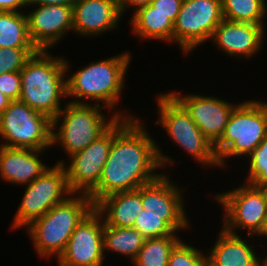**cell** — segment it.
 <instances>
[{
  "instance_id": "cell-13",
  "label": "cell",
  "mask_w": 267,
  "mask_h": 266,
  "mask_svg": "<svg viewBox=\"0 0 267 266\" xmlns=\"http://www.w3.org/2000/svg\"><path fill=\"white\" fill-rule=\"evenodd\" d=\"M102 216L93 209L74 229L57 266H103Z\"/></svg>"
},
{
  "instance_id": "cell-7",
  "label": "cell",
  "mask_w": 267,
  "mask_h": 266,
  "mask_svg": "<svg viewBox=\"0 0 267 266\" xmlns=\"http://www.w3.org/2000/svg\"><path fill=\"white\" fill-rule=\"evenodd\" d=\"M157 121L173 143L191 155L202 168L218 167L213 144L204 136L185 108L169 93L156 94Z\"/></svg>"
},
{
  "instance_id": "cell-29",
  "label": "cell",
  "mask_w": 267,
  "mask_h": 266,
  "mask_svg": "<svg viewBox=\"0 0 267 266\" xmlns=\"http://www.w3.org/2000/svg\"><path fill=\"white\" fill-rule=\"evenodd\" d=\"M36 51L37 48H0V75L21 71Z\"/></svg>"
},
{
  "instance_id": "cell-20",
  "label": "cell",
  "mask_w": 267,
  "mask_h": 266,
  "mask_svg": "<svg viewBox=\"0 0 267 266\" xmlns=\"http://www.w3.org/2000/svg\"><path fill=\"white\" fill-rule=\"evenodd\" d=\"M165 171L142 186V208L153 215H187L183 190Z\"/></svg>"
},
{
  "instance_id": "cell-14",
  "label": "cell",
  "mask_w": 267,
  "mask_h": 266,
  "mask_svg": "<svg viewBox=\"0 0 267 266\" xmlns=\"http://www.w3.org/2000/svg\"><path fill=\"white\" fill-rule=\"evenodd\" d=\"M189 113L204 136L213 144L220 140L230 115L239 103H231L219 97L168 91Z\"/></svg>"
},
{
  "instance_id": "cell-15",
  "label": "cell",
  "mask_w": 267,
  "mask_h": 266,
  "mask_svg": "<svg viewBox=\"0 0 267 266\" xmlns=\"http://www.w3.org/2000/svg\"><path fill=\"white\" fill-rule=\"evenodd\" d=\"M29 36L38 50L57 46L68 32H73V7L64 5H27ZM36 6V7H34Z\"/></svg>"
},
{
  "instance_id": "cell-25",
  "label": "cell",
  "mask_w": 267,
  "mask_h": 266,
  "mask_svg": "<svg viewBox=\"0 0 267 266\" xmlns=\"http://www.w3.org/2000/svg\"><path fill=\"white\" fill-rule=\"evenodd\" d=\"M36 48L32 43L25 11L0 12V48Z\"/></svg>"
},
{
  "instance_id": "cell-24",
  "label": "cell",
  "mask_w": 267,
  "mask_h": 266,
  "mask_svg": "<svg viewBox=\"0 0 267 266\" xmlns=\"http://www.w3.org/2000/svg\"><path fill=\"white\" fill-rule=\"evenodd\" d=\"M145 238L133 227H114L104 225L103 253L106 251L126 256L132 262L141 250Z\"/></svg>"
},
{
  "instance_id": "cell-39",
  "label": "cell",
  "mask_w": 267,
  "mask_h": 266,
  "mask_svg": "<svg viewBox=\"0 0 267 266\" xmlns=\"http://www.w3.org/2000/svg\"><path fill=\"white\" fill-rule=\"evenodd\" d=\"M262 266H267V255L265 257L262 255Z\"/></svg>"
},
{
  "instance_id": "cell-5",
  "label": "cell",
  "mask_w": 267,
  "mask_h": 266,
  "mask_svg": "<svg viewBox=\"0 0 267 266\" xmlns=\"http://www.w3.org/2000/svg\"><path fill=\"white\" fill-rule=\"evenodd\" d=\"M266 133L267 103L254 98L239 102L230 115L223 135L214 145L219 169L229 167L226 162L230 158H247Z\"/></svg>"
},
{
  "instance_id": "cell-22",
  "label": "cell",
  "mask_w": 267,
  "mask_h": 266,
  "mask_svg": "<svg viewBox=\"0 0 267 266\" xmlns=\"http://www.w3.org/2000/svg\"><path fill=\"white\" fill-rule=\"evenodd\" d=\"M129 22L131 32L141 41L173 42L174 23L150 4L134 12Z\"/></svg>"
},
{
  "instance_id": "cell-37",
  "label": "cell",
  "mask_w": 267,
  "mask_h": 266,
  "mask_svg": "<svg viewBox=\"0 0 267 266\" xmlns=\"http://www.w3.org/2000/svg\"><path fill=\"white\" fill-rule=\"evenodd\" d=\"M11 99L8 98L6 95L0 92V115L4 112V110L9 106L11 103Z\"/></svg>"
},
{
  "instance_id": "cell-17",
  "label": "cell",
  "mask_w": 267,
  "mask_h": 266,
  "mask_svg": "<svg viewBox=\"0 0 267 266\" xmlns=\"http://www.w3.org/2000/svg\"><path fill=\"white\" fill-rule=\"evenodd\" d=\"M118 0H78L73 6V32L93 38L118 30L121 22Z\"/></svg>"
},
{
  "instance_id": "cell-18",
  "label": "cell",
  "mask_w": 267,
  "mask_h": 266,
  "mask_svg": "<svg viewBox=\"0 0 267 266\" xmlns=\"http://www.w3.org/2000/svg\"><path fill=\"white\" fill-rule=\"evenodd\" d=\"M44 151L0 145L1 180L19 186L33 182L50 168L40 158Z\"/></svg>"
},
{
  "instance_id": "cell-21",
  "label": "cell",
  "mask_w": 267,
  "mask_h": 266,
  "mask_svg": "<svg viewBox=\"0 0 267 266\" xmlns=\"http://www.w3.org/2000/svg\"><path fill=\"white\" fill-rule=\"evenodd\" d=\"M94 209L102 216L104 225L133 227L142 208V186L137 190L117 192L100 199Z\"/></svg>"
},
{
  "instance_id": "cell-26",
  "label": "cell",
  "mask_w": 267,
  "mask_h": 266,
  "mask_svg": "<svg viewBox=\"0 0 267 266\" xmlns=\"http://www.w3.org/2000/svg\"><path fill=\"white\" fill-rule=\"evenodd\" d=\"M177 232L170 236L145 238L132 266H168L170 253L182 240Z\"/></svg>"
},
{
  "instance_id": "cell-8",
  "label": "cell",
  "mask_w": 267,
  "mask_h": 266,
  "mask_svg": "<svg viewBox=\"0 0 267 266\" xmlns=\"http://www.w3.org/2000/svg\"><path fill=\"white\" fill-rule=\"evenodd\" d=\"M0 137L5 147L46 150L52 146V119L20 100L11 101L0 115Z\"/></svg>"
},
{
  "instance_id": "cell-32",
  "label": "cell",
  "mask_w": 267,
  "mask_h": 266,
  "mask_svg": "<svg viewBox=\"0 0 267 266\" xmlns=\"http://www.w3.org/2000/svg\"><path fill=\"white\" fill-rule=\"evenodd\" d=\"M183 0H152L150 5L175 23Z\"/></svg>"
},
{
  "instance_id": "cell-33",
  "label": "cell",
  "mask_w": 267,
  "mask_h": 266,
  "mask_svg": "<svg viewBox=\"0 0 267 266\" xmlns=\"http://www.w3.org/2000/svg\"><path fill=\"white\" fill-rule=\"evenodd\" d=\"M25 7L27 0H0V12H24Z\"/></svg>"
},
{
  "instance_id": "cell-3",
  "label": "cell",
  "mask_w": 267,
  "mask_h": 266,
  "mask_svg": "<svg viewBox=\"0 0 267 266\" xmlns=\"http://www.w3.org/2000/svg\"><path fill=\"white\" fill-rule=\"evenodd\" d=\"M54 56L49 50L36 51L21 69L20 101L30 108L54 119L63 109L66 98V72H70L69 60Z\"/></svg>"
},
{
  "instance_id": "cell-4",
  "label": "cell",
  "mask_w": 267,
  "mask_h": 266,
  "mask_svg": "<svg viewBox=\"0 0 267 266\" xmlns=\"http://www.w3.org/2000/svg\"><path fill=\"white\" fill-rule=\"evenodd\" d=\"M93 209L94 204L87 194L73 193L26 227L37 256L58 260L76 226Z\"/></svg>"
},
{
  "instance_id": "cell-9",
  "label": "cell",
  "mask_w": 267,
  "mask_h": 266,
  "mask_svg": "<svg viewBox=\"0 0 267 266\" xmlns=\"http://www.w3.org/2000/svg\"><path fill=\"white\" fill-rule=\"evenodd\" d=\"M72 194L68 187L65 168L61 164L50 166L41 176L27 184L11 228L19 230L28 227Z\"/></svg>"
},
{
  "instance_id": "cell-28",
  "label": "cell",
  "mask_w": 267,
  "mask_h": 266,
  "mask_svg": "<svg viewBox=\"0 0 267 266\" xmlns=\"http://www.w3.org/2000/svg\"><path fill=\"white\" fill-rule=\"evenodd\" d=\"M183 239L170 253L168 266H207V254Z\"/></svg>"
},
{
  "instance_id": "cell-1",
  "label": "cell",
  "mask_w": 267,
  "mask_h": 266,
  "mask_svg": "<svg viewBox=\"0 0 267 266\" xmlns=\"http://www.w3.org/2000/svg\"><path fill=\"white\" fill-rule=\"evenodd\" d=\"M139 118L115 121V137L101 178L88 194L94 205L107 195L137 190L156 180L162 174L160 169L175 165V159L162 152L159 143L147 131V124Z\"/></svg>"
},
{
  "instance_id": "cell-35",
  "label": "cell",
  "mask_w": 267,
  "mask_h": 266,
  "mask_svg": "<svg viewBox=\"0 0 267 266\" xmlns=\"http://www.w3.org/2000/svg\"><path fill=\"white\" fill-rule=\"evenodd\" d=\"M78 0H27V5H64L73 7Z\"/></svg>"
},
{
  "instance_id": "cell-6",
  "label": "cell",
  "mask_w": 267,
  "mask_h": 266,
  "mask_svg": "<svg viewBox=\"0 0 267 266\" xmlns=\"http://www.w3.org/2000/svg\"><path fill=\"white\" fill-rule=\"evenodd\" d=\"M62 108L52 120V146L60 145L68 157L85 149L119 118L115 114L107 118L102 110L108 108L98 104L67 102Z\"/></svg>"
},
{
  "instance_id": "cell-27",
  "label": "cell",
  "mask_w": 267,
  "mask_h": 266,
  "mask_svg": "<svg viewBox=\"0 0 267 266\" xmlns=\"http://www.w3.org/2000/svg\"><path fill=\"white\" fill-rule=\"evenodd\" d=\"M221 5L226 20L266 25L267 0H221Z\"/></svg>"
},
{
  "instance_id": "cell-30",
  "label": "cell",
  "mask_w": 267,
  "mask_h": 266,
  "mask_svg": "<svg viewBox=\"0 0 267 266\" xmlns=\"http://www.w3.org/2000/svg\"><path fill=\"white\" fill-rule=\"evenodd\" d=\"M247 158L249 159L247 171H249L244 183L250 184L262 172V167H267V133L265 138Z\"/></svg>"
},
{
  "instance_id": "cell-36",
  "label": "cell",
  "mask_w": 267,
  "mask_h": 266,
  "mask_svg": "<svg viewBox=\"0 0 267 266\" xmlns=\"http://www.w3.org/2000/svg\"><path fill=\"white\" fill-rule=\"evenodd\" d=\"M257 188H263L267 186V167H262V172L250 183Z\"/></svg>"
},
{
  "instance_id": "cell-10",
  "label": "cell",
  "mask_w": 267,
  "mask_h": 266,
  "mask_svg": "<svg viewBox=\"0 0 267 266\" xmlns=\"http://www.w3.org/2000/svg\"><path fill=\"white\" fill-rule=\"evenodd\" d=\"M233 190L213 194V201L222 206V228L235 235L237 230L248 231L254 236L267 215V199L264 191L248 183L240 184ZM236 230V231H235Z\"/></svg>"
},
{
  "instance_id": "cell-11",
  "label": "cell",
  "mask_w": 267,
  "mask_h": 266,
  "mask_svg": "<svg viewBox=\"0 0 267 266\" xmlns=\"http://www.w3.org/2000/svg\"><path fill=\"white\" fill-rule=\"evenodd\" d=\"M223 19L221 0H183L174 23L173 45L178 44L181 52L189 56L210 40Z\"/></svg>"
},
{
  "instance_id": "cell-40",
  "label": "cell",
  "mask_w": 267,
  "mask_h": 266,
  "mask_svg": "<svg viewBox=\"0 0 267 266\" xmlns=\"http://www.w3.org/2000/svg\"><path fill=\"white\" fill-rule=\"evenodd\" d=\"M262 190L264 191L265 195H266V199H267V186L263 187Z\"/></svg>"
},
{
  "instance_id": "cell-12",
  "label": "cell",
  "mask_w": 267,
  "mask_h": 266,
  "mask_svg": "<svg viewBox=\"0 0 267 266\" xmlns=\"http://www.w3.org/2000/svg\"><path fill=\"white\" fill-rule=\"evenodd\" d=\"M115 137V122L85 149L56 161L65 168L70 191L76 194H89L98 184L103 167L108 158ZM69 163V164H67Z\"/></svg>"
},
{
  "instance_id": "cell-2",
  "label": "cell",
  "mask_w": 267,
  "mask_h": 266,
  "mask_svg": "<svg viewBox=\"0 0 267 266\" xmlns=\"http://www.w3.org/2000/svg\"><path fill=\"white\" fill-rule=\"evenodd\" d=\"M131 60V54L126 51L110 58L107 57V59H99L98 62H90L85 67L80 66L81 68L70 76V73L66 72V99L74 98L67 102L89 104L91 101L90 104L107 107L108 115L112 112L119 118L137 117L129 114V111L127 113L126 110L120 111L117 108L126 85V74H128Z\"/></svg>"
},
{
  "instance_id": "cell-38",
  "label": "cell",
  "mask_w": 267,
  "mask_h": 266,
  "mask_svg": "<svg viewBox=\"0 0 267 266\" xmlns=\"http://www.w3.org/2000/svg\"><path fill=\"white\" fill-rule=\"evenodd\" d=\"M260 236V238L262 237H267V215L264 218L263 222H262V226L261 228L258 230V232L254 235V237Z\"/></svg>"
},
{
  "instance_id": "cell-16",
  "label": "cell",
  "mask_w": 267,
  "mask_h": 266,
  "mask_svg": "<svg viewBox=\"0 0 267 266\" xmlns=\"http://www.w3.org/2000/svg\"><path fill=\"white\" fill-rule=\"evenodd\" d=\"M266 25L234 22L223 19L214 29L210 38L212 45L227 56L252 59L262 49L265 42ZM255 54V55H254Z\"/></svg>"
},
{
  "instance_id": "cell-31",
  "label": "cell",
  "mask_w": 267,
  "mask_h": 266,
  "mask_svg": "<svg viewBox=\"0 0 267 266\" xmlns=\"http://www.w3.org/2000/svg\"><path fill=\"white\" fill-rule=\"evenodd\" d=\"M21 84L20 71L7 72L0 75V92L12 101L20 99Z\"/></svg>"
},
{
  "instance_id": "cell-23",
  "label": "cell",
  "mask_w": 267,
  "mask_h": 266,
  "mask_svg": "<svg viewBox=\"0 0 267 266\" xmlns=\"http://www.w3.org/2000/svg\"><path fill=\"white\" fill-rule=\"evenodd\" d=\"M189 221L187 215H153L143 209L136 217L133 228L144 238L164 237L177 231H187L191 227Z\"/></svg>"
},
{
  "instance_id": "cell-19",
  "label": "cell",
  "mask_w": 267,
  "mask_h": 266,
  "mask_svg": "<svg viewBox=\"0 0 267 266\" xmlns=\"http://www.w3.org/2000/svg\"><path fill=\"white\" fill-rule=\"evenodd\" d=\"M213 247L207 254V266H262V256L255 251L254 244H249L241 235L231 234L223 228L219 230Z\"/></svg>"
},
{
  "instance_id": "cell-34",
  "label": "cell",
  "mask_w": 267,
  "mask_h": 266,
  "mask_svg": "<svg viewBox=\"0 0 267 266\" xmlns=\"http://www.w3.org/2000/svg\"><path fill=\"white\" fill-rule=\"evenodd\" d=\"M152 0H118L119 2V9L121 12V15L125 14L126 10L130 7H133V13L136 12L138 9L147 6L150 4Z\"/></svg>"
}]
</instances>
